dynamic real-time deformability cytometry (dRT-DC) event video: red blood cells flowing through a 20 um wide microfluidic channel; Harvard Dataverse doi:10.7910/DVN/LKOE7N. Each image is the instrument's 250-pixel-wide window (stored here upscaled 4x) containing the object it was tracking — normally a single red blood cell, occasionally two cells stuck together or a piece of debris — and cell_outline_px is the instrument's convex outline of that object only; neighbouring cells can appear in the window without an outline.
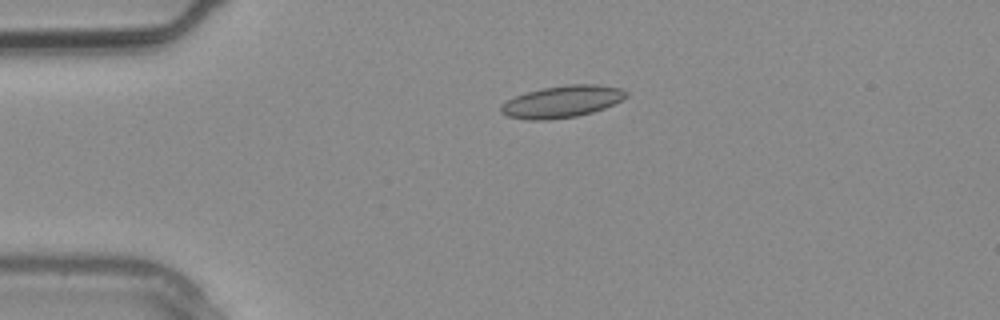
{"species": "common noctule bat (a hibernating species)", "species_latin": "Nyctalus noctula", "temperature_condition": "warm", "stored_images_in_passage": 1, "camera_frame_rate_fps": 3000, "um_per_image_px": 0.085, "animal": {"sex": "male", "body_mass_g": 20.4}, "frame": {"image": 1, "passage_image": 1, "time_ms": 0.0, "image_size_px": [1000, 320], "cell_outline_px": [[628, 96], [604, 108], [592, 112], [576, 116], [548, 120], [528, 120], [508, 116], [500, 112], [500, 108], [508, 100], [516, 96], [528, 92], [544, 88], [568, 84], [596, 84], [620, 88], [628, 92]], "centroid_in_image_um": [47.79, 8.64], "position_along_channel_um": 37.2, "area_um2": 23.0}}